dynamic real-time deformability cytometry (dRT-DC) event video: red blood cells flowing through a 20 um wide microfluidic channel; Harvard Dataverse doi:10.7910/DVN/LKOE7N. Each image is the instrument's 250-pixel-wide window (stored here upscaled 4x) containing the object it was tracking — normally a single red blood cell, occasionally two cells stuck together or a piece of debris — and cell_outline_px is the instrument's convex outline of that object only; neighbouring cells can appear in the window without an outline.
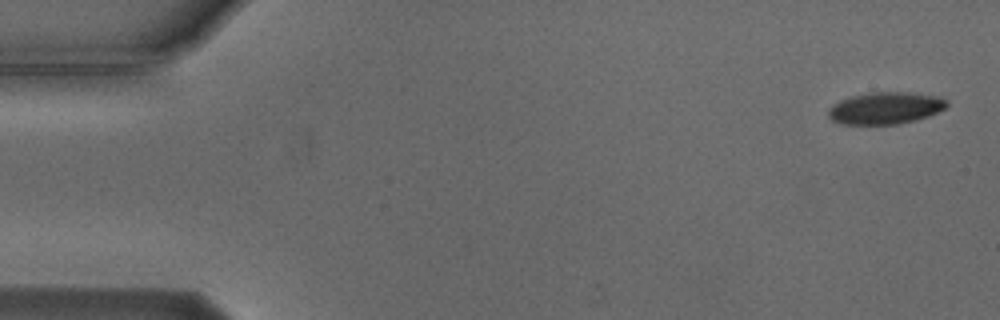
{"species": "Egyptian fruit bat (a non-hibernating species)", "species_latin": "Rousettus aegyptiacus", "temperature_condition": "cold", "stored_images_in_passage": 5, "camera_frame_rate_fps": 3000, "um_per_image_px": 0.085, "animal": {"sex": "male"}, "frame": {"image": 1, "passage_image": 1, "time_ms": 0.0, "image_size_px": [1000, 320], "cell_outline_px": [[948, 104], [944, 108], [928, 116], [916, 120], [896, 124], [840, 124], [832, 120], [828, 116], [828, 108], [832, 104], [840, 100], [852, 96], [868, 92], [908, 92], [940, 96], [948, 100]], "centroid_in_image_um": [75.24, 9.18], "position_along_channel_um": 9.8, "area_um2": 22.2}}
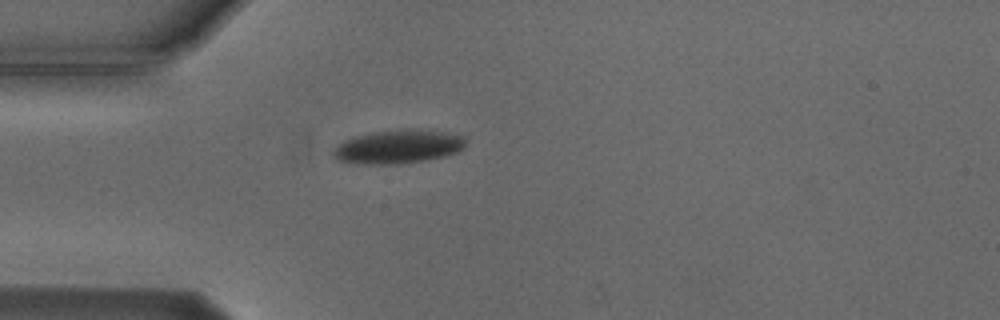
{"frame": {"image": 2, "passage_image": 5, "time_ms": 4.333, "image_size_px": [1000, 320], "cell_outline_px": [[468, 140], [464, 148], [456, 152], [444, 156], [424, 160], [400, 164], [364, 164], [340, 160], [332, 152], [344, 140], [356, 136], [372, 132], [400, 128], [420, 128], [444, 132], [464, 136]], "centroid_in_image_um": [33.92, 12.44], "position_along_channel_um": 51.1, "area_um2": 26.07}}